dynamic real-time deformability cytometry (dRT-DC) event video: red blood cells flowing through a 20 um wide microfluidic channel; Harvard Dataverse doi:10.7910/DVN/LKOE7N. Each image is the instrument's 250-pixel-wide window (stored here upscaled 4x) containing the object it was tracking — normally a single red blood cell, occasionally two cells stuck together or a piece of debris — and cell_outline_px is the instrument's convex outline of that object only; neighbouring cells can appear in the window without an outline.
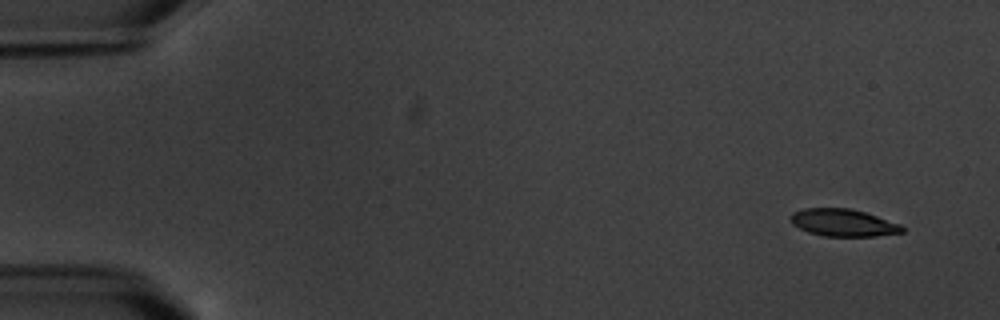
{"species": "common noctule bat (a hibernating species)", "species_latin": "Nyctalus noctula", "temperature_condition": "warm", "stored_images_in_passage": 4, "camera_frame_rate_fps": 3000, "um_per_image_px": 0.085, "animal": {"sex": "male", "body_mass_g": 20.1, "forearm_length_mm": 53.5}, "frame": {"image": 1, "passage_image": 1, "time_ms": 0.0, "image_size_px": [1000, 320], "cell_outline_px": [[904, 232], [876, 236], [824, 236], [808, 232], [792, 224], [788, 216], [792, 212], [804, 208], [848, 208], [864, 212], [900, 224], [904, 228]], "centroid_in_image_um": [71.63, 18.93], "position_along_channel_um": 13.4, "area_um2": 17.74}}
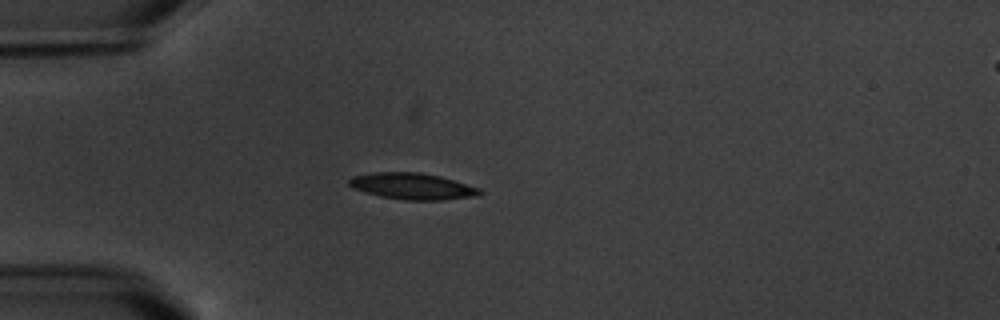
{"frame": {"image": 2, "passage_image": 4, "time_ms": 4.333, "image_size_px": [1000, 320], "cell_outline_px": [[484, 192], [480, 196], [440, 200], [404, 200], [380, 196], [352, 188], [348, 184], [348, 180], [352, 176], [376, 172], [420, 172], [440, 176], [480, 188]], "centroid_in_image_um": [35.08, 15.83], "position_along_channel_um": 49.9, "area_um2": 20.17}}